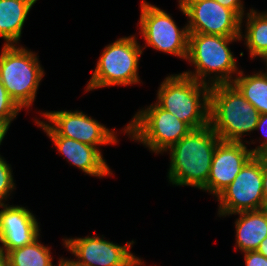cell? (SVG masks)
I'll return each instance as SVG.
<instances>
[{"label":"cell","mask_w":267,"mask_h":266,"mask_svg":"<svg viewBox=\"0 0 267 266\" xmlns=\"http://www.w3.org/2000/svg\"><path fill=\"white\" fill-rule=\"evenodd\" d=\"M220 140L208 124L192 129L173 144L166 151L170 155L168 182L173 186H190L201 190L207 184L213 154Z\"/></svg>","instance_id":"obj_1"},{"label":"cell","mask_w":267,"mask_h":266,"mask_svg":"<svg viewBox=\"0 0 267 266\" xmlns=\"http://www.w3.org/2000/svg\"><path fill=\"white\" fill-rule=\"evenodd\" d=\"M239 41L240 37L189 33L186 62L194 70L182 73L210 87L231 84L240 69L230 44Z\"/></svg>","instance_id":"obj_2"},{"label":"cell","mask_w":267,"mask_h":266,"mask_svg":"<svg viewBox=\"0 0 267 266\" xmlns=\"http://www.w3.org/2000/svg\"><path fill=\"white\" fill-rule=\"evenodd\" d=\"M259 117L232 83L210 87L209 125L222 141L248 142L242 136L256 131Z\"/></svg>","instance_id":"obj_3"},{"label":"cell","mask_w":267,"mask_h":266,"mask_svg":"<svg viewBox=\"0 0 267 266\" xmlns=\"http://www.w3.org/2000/svg\"><path fill=\"white\" fill-rule=\"evenodd\" d=\"M156 104L192 129L209 124L210 86L183 73L170 74L158 87Z\"/></svg>","instance_id":"obj_4"},{"label":"cell","mask_w":267,"mask_h":266,"mask_svg":"<svg viewBox=\"0 0 267 266\" xmlns=\"http://www.w3.org/2000/svg\"><path fill=\"white\" fill-rule=\"evenodd\" d=\"M45 74L39 56L31 49L19 44H4L1 48L0 80L21 109L29 112L34 105Z\"/></svg>","instance_id":"obj_5"},{"label":"cell","mask_w":267,"mask_h":266,"mask_svg":"<svg viewBox=\"0 0 267 266\" xmlns=\"http://www.w3.org/2000/svg\"><path fill=\"white\" fill-rule=\"evenodd\" d=\"M137 39L135 34L122 36L104 47L85 92L104 87L138 85L142 82L138 69L143 50Z\"/></svg>","instance_id":"obj_6"},{"label":"cell","mask_w":267,"mask_h":266,"mask_svg":"<svg viewBox=\"0 0 267 266\" xmlns=\"http://www.w3.org/2000/svg\"><path fill=\"white\" fill-rule=\"evenodd\" d=\"M192 128L156 103L141 108L121 130L152 153L163 154Z\"/></svg>","instance_id":"obj_7"},{"label":"cell","mask_w":267,"mask_h":266,"mask_svg":"<svg viewBox=\"0 0 267 266\" xmlns=\"http://www.w3.org/2000/svg\"><path fill=\"white\" fill-rule=\"evenodd\" d=\"M139 34L145 41L141 46L143 52L147 47L162 53L177 56L186 61L188 53L189 32L187 24L178 27L171 14L155 4L140 1Z\"/></svg>","instance_id":"obj_8"},{"label":"cell","mask_w":267,"mask_h":266,"mask_svg":"<svg viewBox=\"0 0 267 266\" xmlns=\"http://www.w3.org/2000/svg\"><path fill=\"white\" fill-rule=\"evenodd\" d=\"M262 155H254L237 174L233 182L217 197L218 217L265 208L262 187Z\"/></svg>","instance_id":"obj_9"},{"label":"cell","mask_w":267,"mask_h":266,"mask_svg":"<svg viewBox=\"0 0 267 266\" xmlns=\"http://www.w3.org/2000/svg\"><path fill=\"white\" fill-rule=\"evenodd\" d=\"M64 247L80 266H144L146 262L136 256L130 249L133 239L119 245L104 239V235L70 237L62 239Z\"/></svg>","instance_id":"obj_10"},{"label":"cell","mask_w":267,"mask_h":266,"mask_svg":"<svg viewBox=\"0 0 267 266\" xmlns=\"http://www.w3.org/2000/svg\"><path fill=\"white\" fill-rule=\"evenodd\" d=\"M40 114L58 135L96 147L101 153V145H115L119 142L115 128L110 130L83 111H41Z\"/></svg>","instance_id":"obj_11"},{"label":"cell","mask_w":267,"mask_h":266,"mask_svg":"<svg viewBox=\"0 0 267 266\" xmlns=\"http://www.w3.org/2000/svg\"><path fill=\"white\" fill-rule=\"evenodd\" d=\"M178 8L187 17L189 33L240 37L241 19L215 0H188Z\"/></svg>","instance_id":"obj_12"},{"label":"cell","mask_w":267,"mask_h":266,"mask_svg":"<svg viewBox=\"0 0 267 266\" xmlns=\"http://www.w3.org/2000/svg\"><path fill=\"white\" fill-rule=\"evenodd\" d=\"M248 142L220 140L215 148L207 184L202 191L218 196L230 185L243 166L255 155Z\"/></svg>","instance_id":"obj_13"},{"label":"cell","mask_w":267,"mask_h":266,"mask_svg":"<svg viewBox=\"0 0 267 266\" xmlns=\"http://www.w3.org/2000/svg\"><path fill=\"white\" fill-rule=\"evenodd\" d=\"M33 120L50 138L54 144L53 148L55 147L70 165L79 168L85 175L99 179L113 175L104 155L96 147L58 135L45 120Z\"/></svg>","instance_id":"obj_14"},{"label":"cell","mask_w":267,"mask_h":266,"mask_svg":"<svg viewBox=\"0 0 267 266\" xmlns=\"http://www.w3.org/2000/svg\"><path fill=\"white\" fill-rule=\"evenodd\" d=\"M0 209V254L6 255L40 237V223L27 207L7 203Z\"/></svg>","instance_id":"obj_15"},{"label":"cell","mask_w":267,"mask_h":266,"mask_svg":"<svg viewBox=\"0 0 267 266\" xmlns=\"http://www.w3.org/2000/svg\"><path fill=\"white\" fill-rule=\"evenodd\" d=\"M232 215H239L234 222L235 251L241 254L256 251L263 239L267 237V207L259 210L242 211Z\"/></svg>","instance_id":"obj_16"},{"label":"cell","mask_w":267,"mask_h":266,"mask_svg":"<svg viewBox=\"0 0 267 266\" xmlns=\"http://www.w3.org/2000/svg\"><path fill=\"white\" fill-rule=\"evenodd\" d=\"M38 0H0V37L5 45L19 44L23 26Z\"/></svg>","instance_id":"obj_17"},{"label":"cell","mask_w":267,"mask_h":266,"mask_svg":"<svg viewBox=\"0 0 267 266\" xmlns=\"http://www.w3.org/2000/svg\"><path fill=\"white\" fill-rule=\"evenodd\" d=\"M244 24L245 35L242 30ZM241 41H244L251 60H262L267 55V10L261 12L253 7L248 10L241 19Z\"/></svg>","instance_id":"obj_18"},{"label":"cell","mask_w":267,"mask_h":266,"mask_svg":"<svg viewBox=\"0 0 267 266\" xmlns=\"http://www.w3.org/2000/svg\"><path fill=\"white\" fill-rule=\"evenodd\" d=\"M253 74H244L241 69L232 84L260 114H267V67Z\"/></svg>","instance_id":"obj_19"},{"label":"cell","mask_w":267,"mask_h":266,"mask_svg":"<svg viewBox=\"0 0 267 266\" xmlns=\"http://www.w3.org/2000/svg\"><path fill=\"white\" fill-rule=\"evenodd\" d=\"M40 241L39 237L33 243L10 250L5 255L9 266H54L52 248Z\"/></svg>","instance_id":"obj_20"},{"label":"cell","mask_w":267,"mask_h":266,"mask_svg":"<svg viewBox=\"0 0 267 266\" xmlns=\"http://www.w3.org/2000/svg\"><path fill=\"white\" fill-rule=\"evenodd\" d=\"M13 170L3 156L0 155V205L7 204L12 192L16 189Z\"/></svg>","instance_id":"obj_21"},{"label":"cell","mask_w":267,"mask_h":266,"mask_svg":"<svg viewBox=\"0 0 267 266\" xmlns=\"http://www.w3.org/2000/svg\"><path fill=\"white\" fill-rule=\"evenodd\" d=\"M22 109L10 97L0 80V120L8 122L10 125Z\"/></svg>","instance_id":"obj_22"},{"label":"cell","mask_w":267,"mask_h":266,"mask_svg":"<svg viewBox=\"0 0 267 266\" xmlns=\"http://www.w3.org/2000/svg\"><path fill=\"white\" fill-rule=\"evenodd\" d=\"M262 132L261 139L259 138V144L255 148H251L250 150L255 155H267V114H260L259 121L256 127V131ZM262 141V143H261Z\"/></svg>","instance_id":"obj_23"},{"label":"cell","mask_w":267,"mask_h":266,"mask_svg":"<svg viewBox=\"0 0 267 266\" xmlns=\"http://www.w3.org/2000/svg\"><path fill=\"white\" fill-rule=\"evenodd\" d=\"M245 266H267V258L257 251L243 253Z\"/></svg>","instance_id":"obj_24"},{"label":"cell","mask_w":267,"mask_h":266,"mask_svg":"<svg viewBox=\"0 0 267 266\" xmlns=\"http://www.w3.org/2000/svg\"><path fill=\"white\" fill-rule=\"evenodd\" d=\"M225 8L231 9L240 19L246 14L242 0H215Z\"/></svg>","instance_id":"obj_25"},{"label":"cell","mask_w":267,"mask_h":266,"mask_svg":"<svg viewBox=\"0 0 267 266\" xmlns=\"http://www.w3.org/2000/svg\"><path fill=\"white\" fill-rule=\"evenodd\" d=\"M262 187H263V196L265 201V208L267 207V155H262Z\"/></svg>","instance_id":"obj_26"},{"label":"cell","mask_w":267,"mask_h":266,"mask_svg":"<svg viewBox=\"0 0 267 266\" xmlns=\"http://www.w3.org/2000/svg\"><path fill=\"white\" fill-rule=\"evenodd\" d=\"M10 126L11 125L8 122L0 120V145L2 144Z\"/></svg>","instance_id":"obj_27"},{"label":"cell","mask_w":267,"mask_h":266,"mask_svg":"<svg viewBox=\"0 0 267 266\" xmlns=\"http://www.w3.org/2000/svg\"><path fill=\"white\" fill-rule=\"evenodd\" d=\"M58 264H56L57 266H80L79 264H77L73 259L71 258H63V257H60L58 258ZM54 264V266H56Z\"/></svg>","instance_id":"obj_28"},{"label":"cell","mask_w":267,"mask_h":266,"mask_svg":"<svg viewBox=\"0 0 267 266\" xmlns=\"http://www.w3.org/2000/svg\"><path fill=\"white\" fill-rule=\"evenodd\" d=\"M256 251L267 258V237L262 240Z\"/></svg>","instance_id":"obj_29"},{"label":"cell","mask_w":267,"mask_h":266,"mask_svg":"<svg viewBox=\"0 0 267 266\" xmlns=\"http://www.w3.org/2000/svg\"><path fill=\"white\" fill-rule=\"evenodd\" d=\"M0 266H9L5 255L0 254Z\"/></svg>","instance_id":"obj_30"},{"label":"cell","mask_w":267,"mask_h":266,"mask_svg":"<svg viewBox=\"0 0 267 266\" xmlns=\"http://www.w3.org/2000/svg\"><path fill=\"white\" fill-rule=\"evenodd\" d=\"M186 1H188V0H178V4L182 5Z\"/></svg>","instance_id":"obj_31"},{"label":"cell","mask_w":267,"mask_h":266,"mask_svg":"<svg viewBox=\"0 0 267 266\" xmlns=\"http://www.w3.org/2000/svg\"><path fill=\"white\" fill-rule=\"evenodd\" d=\"M264 64L266 63V66H267V55L262 59Z\"/></svg>","instance_id":"obj_32"}]
</instances>
